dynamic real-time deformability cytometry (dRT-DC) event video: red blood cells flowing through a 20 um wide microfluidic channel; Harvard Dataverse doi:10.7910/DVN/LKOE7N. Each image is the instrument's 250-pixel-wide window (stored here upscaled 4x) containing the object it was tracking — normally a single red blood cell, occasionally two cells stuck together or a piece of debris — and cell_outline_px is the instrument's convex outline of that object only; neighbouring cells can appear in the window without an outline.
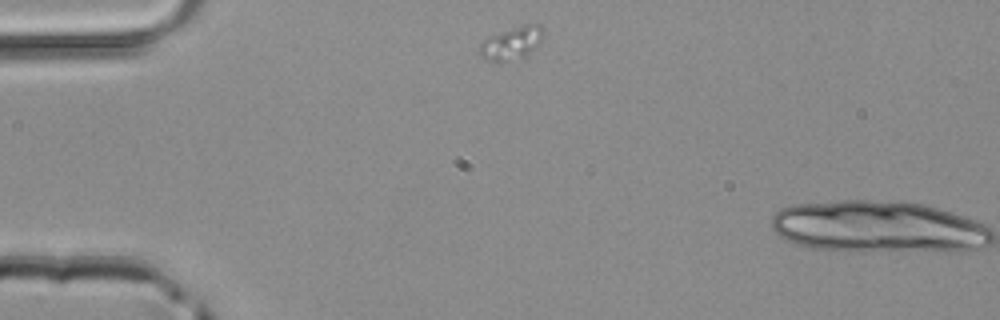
{"species": "common noctule bat (a hibernating species)", "species_latin": "Nyctalus noctula", "temperature_condition": "room temperature", "stored_images_in_passage": 2, "camera_frame_rate_fps": 3000, "um_per_image_px": 0.085, "animal": {"sex": "male", "body_mass_g": 20.4}, "frame": {"image": 1, "passage_image": 1, "time_ms": 0.0, "image_size_px": [1000, 320], "cell_outline_px": [[544, 32], [540, 40], [524, 56], [500, 64], [480, 56], [480, 44], [488, 36], [524, 24], [540, 24]], "centroid_in_image_um": [43.44, 3.67], "position_along_channel_um": 41.6, "area_um2": 11.96}}